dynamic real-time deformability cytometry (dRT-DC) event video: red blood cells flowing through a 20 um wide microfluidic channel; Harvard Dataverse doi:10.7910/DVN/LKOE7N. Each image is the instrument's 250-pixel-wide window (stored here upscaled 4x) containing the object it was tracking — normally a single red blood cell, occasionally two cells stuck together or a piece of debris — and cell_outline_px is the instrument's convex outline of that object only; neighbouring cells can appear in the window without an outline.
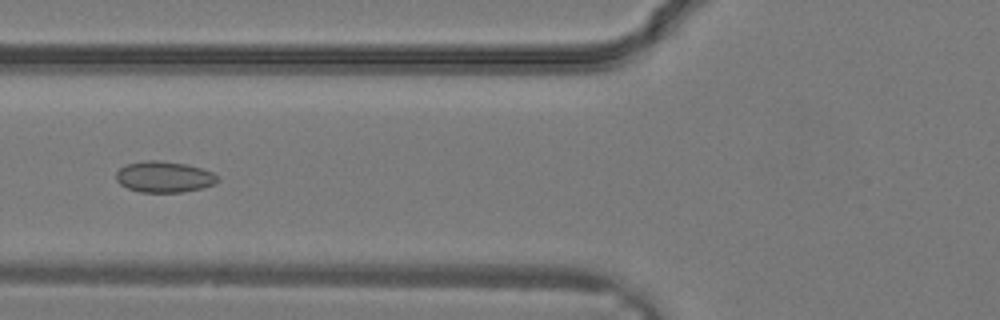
{"species": "common noctule bat (a hibernating species)", "species_latin": "Nyctalus noctula", "temperature_condition": "warm", "stored_images_in_passage": 23, "camera_frame_rate_fps": 3000, "um_per_image_px": 0.085, "animal": {"sex": "male", "body_mass_g": 19.2, "forearm_length_mm": 51.8}, "frame": {"image": 1, "passage_image": 4, "time_ms": 1.0, "image_size_px": [1000, 320], "cell_outline_px": [[220, 180], [204, 188], [180, 192], [140, 192], [128, 188], [120, 184], [116, 180], [116, 172], [124, 164], [144, 160], [160, 160], [188, 164], [212, 172]], "centroid_in_image_um": [13.92, 15.02], "position_along_channel_um": 111.9, "area_um2": 18.5}}
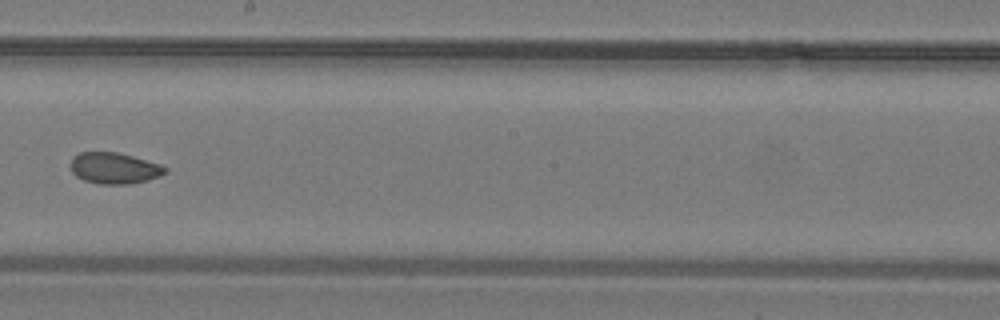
{"frame": {"image": 2, "passage_image": 10, "time_ms": 3.0, "image_size_px": [1000, 320], "cell_outline_px": [[168, 172], [160, 176], [148, 180], [128, 184], [100, 184], [84, 180], [76, 176], [72, 172], [72, 156], [80, 152], [116, 152], [132, 156], [160, 164], [168, 168]], "centroid_in_image_um": [9.74, 14.29], "position_along_channel_um": 238.5, "area_um2": 17.17}}
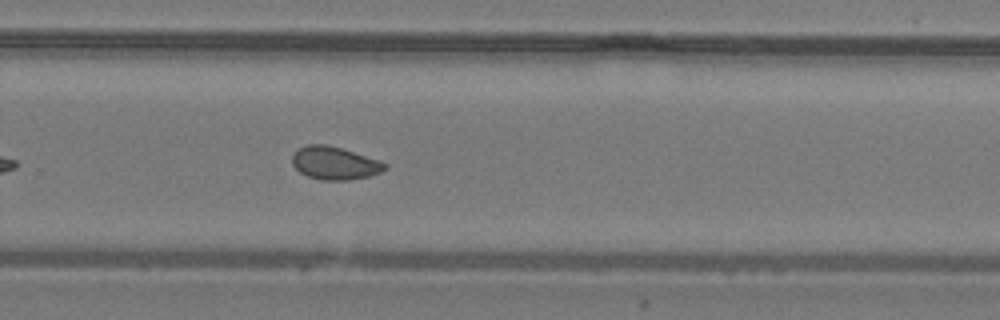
{"frame": {"image": 3, "passage_image": 13, "time_ms": 4.0, "image_size_px": [1000, 320], "cell_outline_px": [[388, 168], [380, 172], [368, 176], [348, 180], [320, 180], [308, 176], [300, 172], [292, 164], [292, 152], [308, 144], [328, 144], [380, 160], [388, 164]], "centroid_in_image_um": [28.44, 13.86], "position_along_channel_um": 301.4, "area_um2": 17.86}}